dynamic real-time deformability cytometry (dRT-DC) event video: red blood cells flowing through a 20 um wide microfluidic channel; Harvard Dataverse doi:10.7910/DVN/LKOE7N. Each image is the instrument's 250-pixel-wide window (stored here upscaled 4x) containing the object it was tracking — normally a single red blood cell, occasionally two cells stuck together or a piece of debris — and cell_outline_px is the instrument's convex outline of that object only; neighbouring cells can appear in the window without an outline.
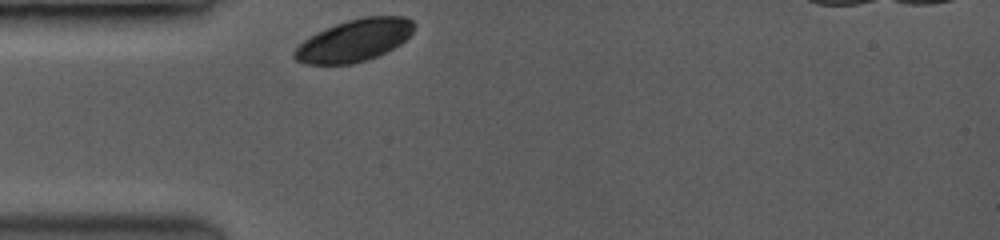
{"species": "common noctule bat (a hibernating species)", "species_latin": "Nyctalus noctula", "temperature_condition": "room temperature", "stored_images_in_passage": 23, "camera_frame_rate_fps": 3500, "um_per_image_px": 0.085, "animal": {"sex": "female", "body_mass_g": 19.0, "forearm_length_mm": 53.3}, "frame": {"image": 1, "passage_image": 1, "time_ms": 0.0, "image_size_px": [1000, 240], "cell_outline_px": [[412, 32], [400, 44], [376, 56], [352, 64], [304, 64], [296, 60], [292, 56], [292, 52], [304, 40], [316, 32], [336, 24], [348, 20], [364, 16], [404, 16], [412, 20]], "centroid_in_image_um": [30.07, 3.43], "position_along_channel_um": 54.9, "area_um2": 29.02}}
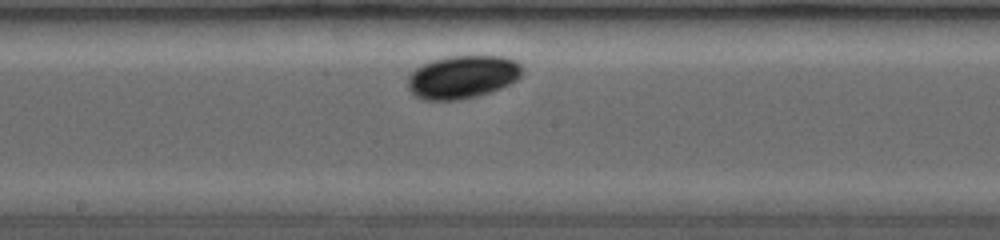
{"frame": {"image": 2, "passage_image": 11, "time_ms": 4.286, "image_size_px": [1000, 240], "cell_outline_px": [[524, 68], [520, 76], [516, 80], [500, 88], [476, 96], [452, 100], [428, 100], [416, 96], [408, 88], [408, 76], [420, 64], [444, 56], [504, 56], [516, 60]], "centroid_in_image_um": [39.31, 6.51], "position_along_channel_um": 208.9, "area_um2": 28.67}}
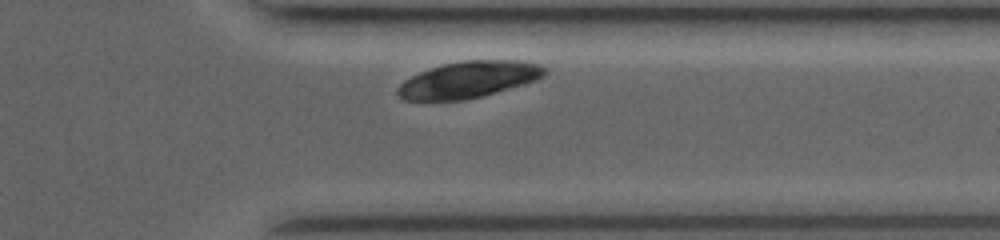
{"frame": {"image": 3, "passage_image": 21, "time_ms": 8.571, "image_size_px": [1000, 240], "cell_outline_px": [[544, 72], [540, 76], [532, 80], [520, 84], [480, 96], [464, 100], [404, 100], [396, 92], [400, 84], [404, 80], [420, 72], [444, 64], [464, 60], [520, 60], [536, 64], [544, 68]], "centroid_in_image_um": [39.74, 6.76], "position_along_channel_um": 371.7, "area_um2": 30.29}, "authors_computed_cell_mechanics": {"area_um2": 29.3046, "velocity_mm_per_s": 3.7529, "shape_relaxation_time_tau1_ms": 1.8015, "shape_relaxation_time_tau2_ms": 1.8088, "deformation_change_tau1": 0.0593, "deformation_change_tau2": 0.0254}}